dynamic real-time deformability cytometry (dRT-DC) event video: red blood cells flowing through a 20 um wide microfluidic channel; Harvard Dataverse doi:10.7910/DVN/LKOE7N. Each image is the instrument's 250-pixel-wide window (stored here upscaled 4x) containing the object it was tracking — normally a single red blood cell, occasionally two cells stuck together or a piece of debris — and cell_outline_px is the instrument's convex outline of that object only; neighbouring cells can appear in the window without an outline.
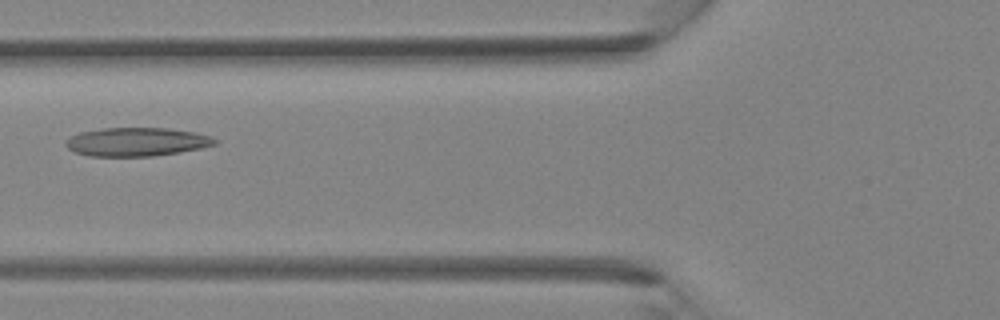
{"species": "Egyptian fruit bat (a non-hibernating species)", "species_latin": "Rousettus aegyptiacus", "temperature_condition": "room temperature", "stored_images_in_passage": 40, "camera_frame_rate_fps": 3000, "um_per_image_px": 0.085, "animal": {"sex": "female"}, "frame": {"image": 1, "passage_image": 16, "time_ms": 5.0, "image_size_px": [1000, 320], "cell_outline_px": [[216, 144], [200, 148], [180, 152], [152, 156], [88, 156], [76, 152], [68, 148], [64, 144], [72, 136], [80, 132], [104, 128], [164, 128], [196, 132], [212, 136], [216, 140]], "centroid_in_image_um": [11.63, 12.06], "position_along_channel_um": 114.2, "area_um2": 24.68}}
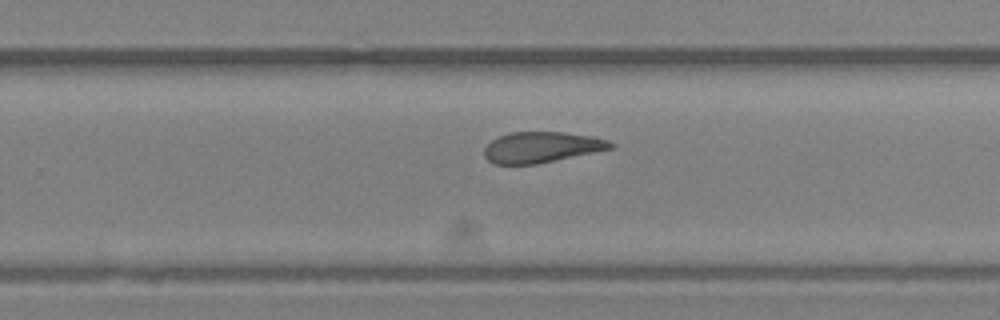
{"frame": {"image": 2, "passage_image": 26, "time_ms": 8.333, "image_size_px": [1000, 320], "cell_outline_px": [[612, 148], [536, 164], [492, 164], [484, 156], [484, 148], [492, 140], [500, 136], [512, 132], [564, 132], [592, 136], [608, 140], [612, 144]], "centroid_in_image_um": [45.98, 12.51], "position_along_channel_um": 283.8, "area_um2": 22.37}}
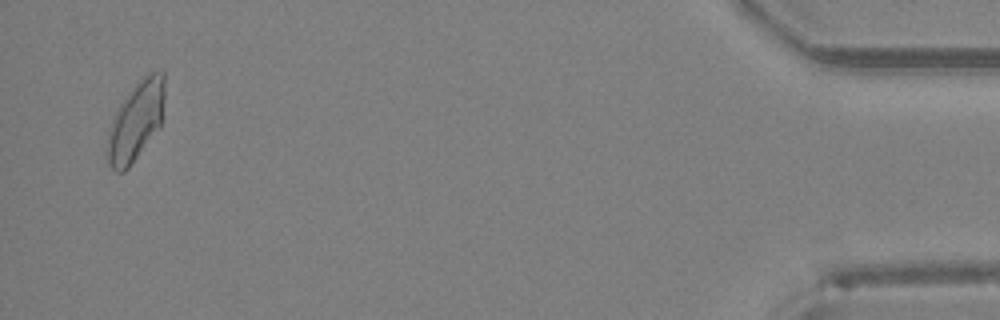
{"frame": {"image": 3, "passage_image": 39, "time_ms": 12.667, "image_size_px": [1000, 320], "cell_outline_px": [[164, 96], [160, 124], [128, 168], [124, 172], [116, 172], [108, 164], [104, 148], [108, 132], [112, 120], [120, 104], [132, 88], [144, 76], [152, 72], [164, 72]], "centroid_in_image_um": [11.49, 10.33], "position_along_channel_um": 423.7, "area_um2": 25.89}}